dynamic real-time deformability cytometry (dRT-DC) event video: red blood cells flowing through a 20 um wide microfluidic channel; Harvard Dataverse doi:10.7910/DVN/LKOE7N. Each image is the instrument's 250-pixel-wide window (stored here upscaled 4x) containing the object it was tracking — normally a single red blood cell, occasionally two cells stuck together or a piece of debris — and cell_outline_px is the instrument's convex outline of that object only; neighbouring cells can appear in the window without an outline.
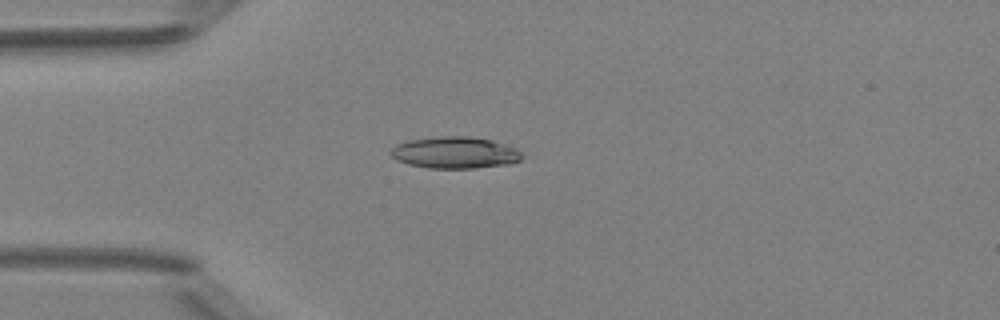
{"species": "Egyptian fruit bat (a non-hibernating species)", "species_latin": "Rousettus aegyptiacus", "temperature_condition": "room temperature", "stored_images_in_passage": 4, "camera_frame_rate_fps": 3000, "um_per_image_px": 0.085, "animal": {"sex": "female"}, "frame": {"image": 1, "passage_image": 3, "time_ms": 2.333, "image_size_px": [1000, 320], "cell_outline_px": [[524, 156], [520, 160], [508, 164], [476, 168], [428, 168], [408, 164], [396, 160], [388, 152], [396, 144], [408, 140], [440, 136], [468, 136], [492, 140], [516, 148]], "centroid_in_image_um": [38.65, 12.97], "position_along_channel_um": 46.4, "area_um2": 24.33}}